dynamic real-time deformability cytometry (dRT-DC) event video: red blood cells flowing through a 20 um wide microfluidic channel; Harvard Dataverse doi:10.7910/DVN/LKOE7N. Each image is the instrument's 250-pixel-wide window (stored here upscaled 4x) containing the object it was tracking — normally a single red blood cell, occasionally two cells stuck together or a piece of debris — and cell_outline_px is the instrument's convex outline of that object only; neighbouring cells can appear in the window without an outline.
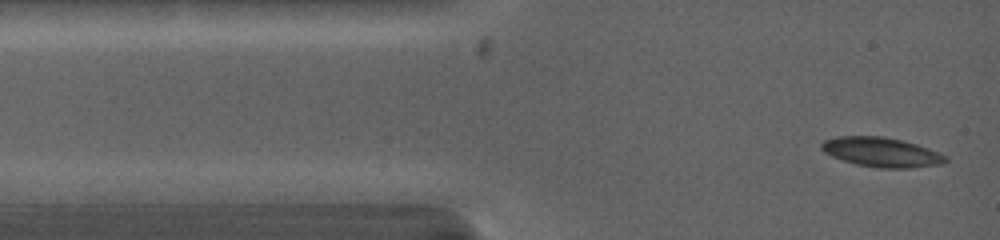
{"species": "common noctule bat (a hibernating species)", "species_latin": "Nyctalus noctula", "temperature_condition": "warm", "stored_images_in_passage": 2, "camera_frame_rate_fps": 5000, "um_per_image_px": 0.085, "animal": {"sex": "female", "body_mass_g": 19.0, "forearm_length_mm": 53.3}, "frame": {"image": 1, "passage_image": 2, "time_ms": 0.4, "image_size_px": [1000, 240], "cell_outline_px": [[948, 160], [944, 164], [912, 168], [876, 168], [856, 164], [832, 156], [824, 152], [820, 148], [820, 144], [824, 140], [836, 136], [884, 136], [916, 144], [928, 148], [948, 156]], "centroid_in_image_um": [74.94, 12.94], "position_along_channel_um": 10.1, "area_um2": 21.5}}